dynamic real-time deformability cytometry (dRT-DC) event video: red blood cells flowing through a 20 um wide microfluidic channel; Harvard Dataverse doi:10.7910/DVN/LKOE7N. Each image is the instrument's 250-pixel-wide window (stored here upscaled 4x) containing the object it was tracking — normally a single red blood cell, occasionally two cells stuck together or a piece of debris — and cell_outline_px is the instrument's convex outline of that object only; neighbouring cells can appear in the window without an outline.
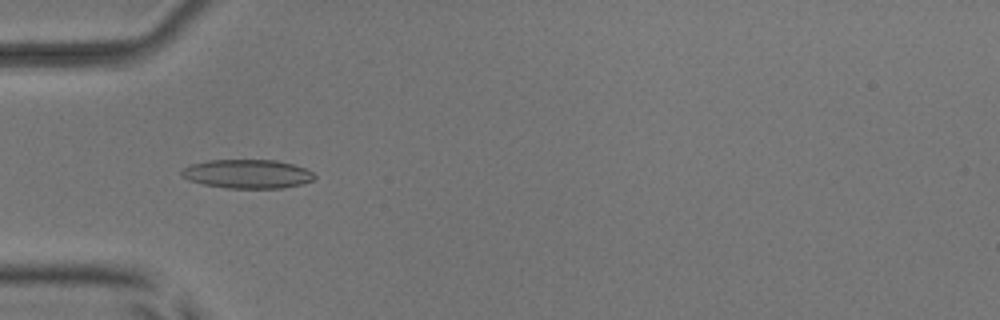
{"species": "common noctule bat (a hibernating species)", "species_latin": "Nyctalus noctula", "temperature_condition": "room temperature", "stored_images_in_passage": 53, "camera_frame_rate_fps": 3000, "um_per_image_px": 0.085, "animal": {"sex": "male", "body_mass_g": 17.9, "forearm_length_mm": 54.2}, "frame": {"image": 1, "passage_image": 18, "time_ms": 5.667, "image_size_px": [1000, 320], "cell_outline_px": [[316, 176], [312, 180], [300, 184], [280, 188], [228, 188], [204, 184], [188, 180], [180, 176], [180, 172], [184, 168], [192, 164], [208, 160], [276, 160], [292, 164], [304, 168], [312, 172]], "centroid_in_image_um": [21.0, 14.78], "position_along_channel_um": 64.0, "area_um2": 22.2}}
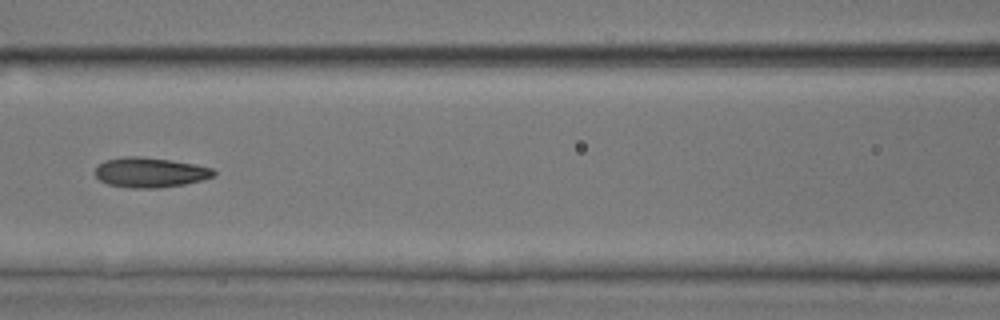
{"frame": {"image": 2, "passage_image": 25, "time_ms": 8.0, "image_size_px": [1000, 320], "cell_outline_px": [[216, 172], [212, 176], [200, 180], [184, 184], [156, 188], [128, 188], [108, 184], [100, 180], [96, 176], [96, 168], [104, 160], [124, 156], [140, 156], [172, 160], [196, 164], [212, 168]], "centroid_in_image_um": [12.74, 14.65], "position_along_channel_um": 153.9, "area_um2": 20.63}}
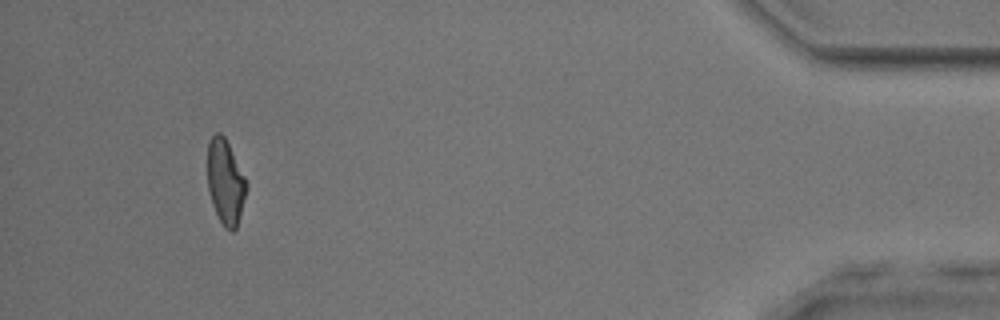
{"frame": {"image": 3, "passage_image": 50, "time_ms": 16.333, "image_size_px": [1000, 320], "cell_outline_px": [[248, 184], [236, 228], [232, 232], [224, 228], [212, 204], [208, 188], [208, 140], [216, 132], [220, 132], [224, 136]], "centroid_in_image_um": [19.15, 15.46], "position_along_channel_um": 416.1, "area_um2": 18.9}, "authors_computed_cell_mechanics": {"area_um2": 20.4612, "velocity_mm_per_s": 3.9512, "shape_relaxation_time_tau1_ms": 3.4705, "shape_relaxation_time_tau2_ms": 2.7228, "deformation_change_tau1": 0.1667, "deformation_change_tau2": 0.1118}}